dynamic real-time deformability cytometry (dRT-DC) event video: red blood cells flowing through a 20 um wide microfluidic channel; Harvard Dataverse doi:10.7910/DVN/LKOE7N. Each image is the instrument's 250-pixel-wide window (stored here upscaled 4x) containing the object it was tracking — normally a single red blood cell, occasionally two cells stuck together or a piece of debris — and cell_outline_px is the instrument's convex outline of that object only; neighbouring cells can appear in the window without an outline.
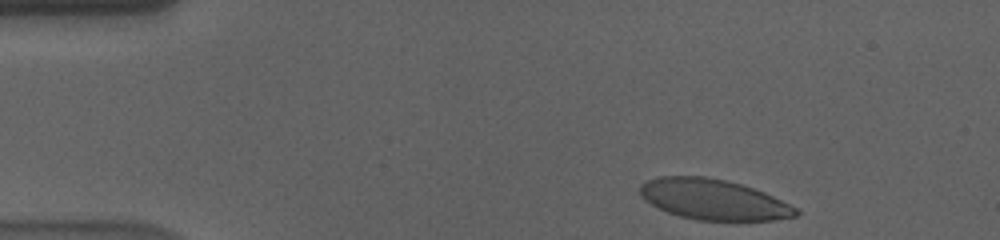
{"species": "human", "species_latin": "Homo sapiens", "temperature_condition": "cold", "stored_images_in_passage": 43, "camera_frame_rate_fps": 3000, "um_per_image_px": 0.085, "donor": {"sex": "male"}, "frame": {"image": 1, "passage_image": 2, "time_ms": 0.333, "image_size_px": [1000, 240], "cell_outline_px": [[800, 212], [796, 216], [772, 220], [736, 224], [696, 220], [680, 216], [668, 212], [644, 200], [640, 196], [640, 184], [648, 180], [660, 176], [704, 176], [724, 180], [740, 184], [764, 192], [796, 208]], "centroid_in_image_um": [60.66, 17.01], "position_along_channel_um": 24.3, "area_um2": 37.51}}
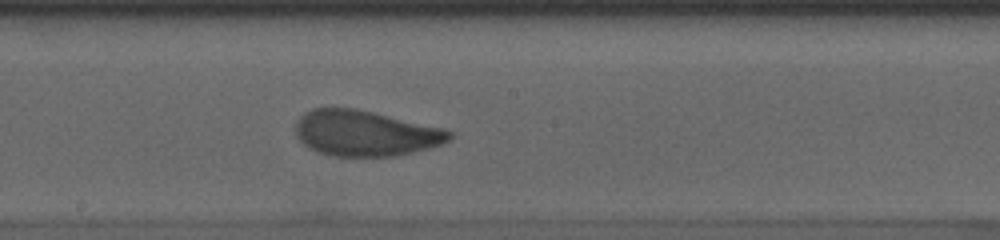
{"frame": {"image": 2, "passage_image": 25, "time_ms": 8.0, "image_size_px": [1000, 240], "cell_outline_px": [[452, 136], [448, 140], [440, 144], [428, 148], [396, 156], [332, 156], [308, 148], [296, 136], [296, 120], [304, 112], [312, 108], [356, 108], [444, 128], [452, 132]], "centroid_in_image_um": [31.02, 11.32], "position_along_channel_um": 217.2, "area_um2": 40.86}}
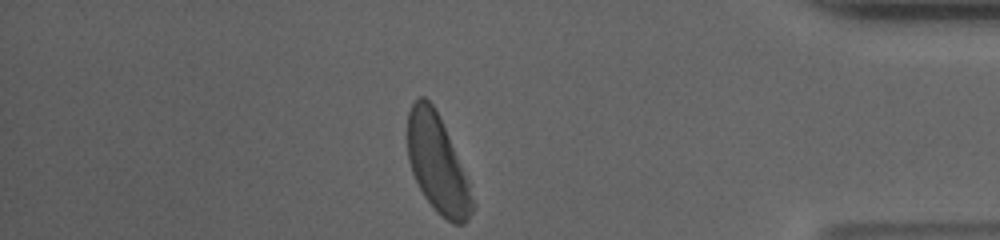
{"frame": {"image": 3, "passage_image": 43, "time_ms": 14.0, "image_size_px": [1000, 240], "cell_outline_px": [[476, 204], [468, 220], [464, 224], [452, 224], [436, 212], [424, 196], [412, 172], [408, 160], [408, 112], [412, 104], [420, 96], [424, 96], [432, 104], [444, 128], [468, 180]], "centroid_in_image_um": [37.19, 14.0], "position_along_channel_um": 398.0, "area_um2": 36.41}, "authors_computed_cell_mechanics": {"area_um2": 40.6334, "velocity_mm_per_s": 3.5607, "shape_relaxation_time_tau1_ms": 3.8587, "shape_relaxation_time_tau2_ms": 1.0684, "deformation_change_tau1": 0.1737, "deformation_change_tau2": 0.0604}}